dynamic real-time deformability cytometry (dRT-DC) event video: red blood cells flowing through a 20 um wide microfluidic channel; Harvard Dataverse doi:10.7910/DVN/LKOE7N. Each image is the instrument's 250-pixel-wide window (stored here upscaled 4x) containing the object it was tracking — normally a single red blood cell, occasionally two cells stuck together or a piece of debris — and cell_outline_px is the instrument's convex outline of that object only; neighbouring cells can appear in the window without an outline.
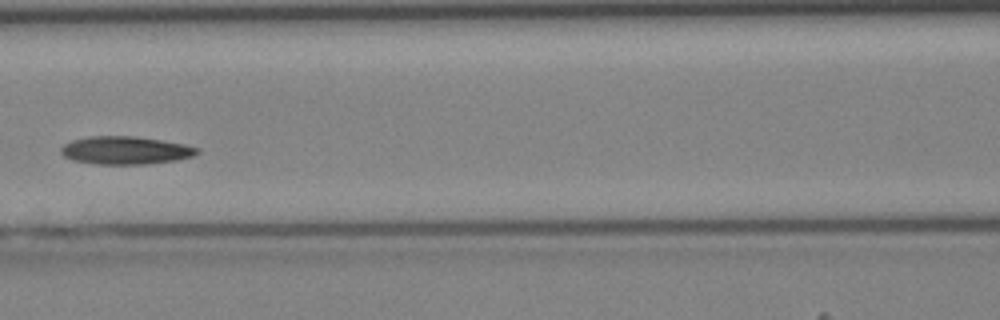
{"species": "Egyptian fruit bat (a non-hibernating species)", "species_latin": "Rousettus aegyptiacus", "temperature_condition": "cold", "stored_images_in_passage": 44, "camera_frame_rate_fps": 3000, "um_per_image_px": 0.085, "animal": {"sex": "female"}, "frame": {"image": 1, "passage_image": 19, "time_ms": 6.0, "image_size_px": [1000, 320], "cell_outline_px": [[200, 152], [196, 156], [176, 160], [148, 164], [96, 164], [72, 160], [64, 156], [60, 152], [60, 148], [64, 144], [72, 140], [88, 136], [136, 136], [184, 144], [200, 148]], "centroid_in_image_um": [10.68, 12.78], "position_along_channel_um": 155.9, "area_um2": 22.37}}
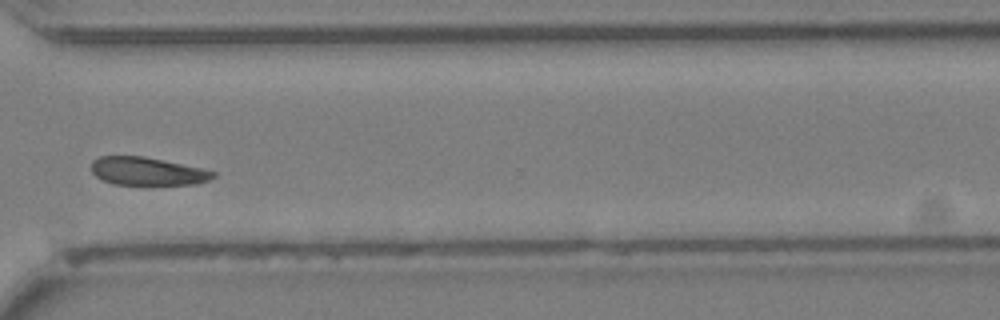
{"frame": {"image": 2, "passage_image": 32, "time_ms": 10.333, "image_size_px": [1000, 320], "cell_outline_px": [[216, 176], [208, 180], [196, 184], [144, 188], [112, 184], [100, 180], [92, 172], [92, 160], [100, 156], [144, 156], [200, 168], [216, 172]], "centroid_in_image_um": [12.5, 14.62], "position_along_channel_um": 358.1, "area_um2": 20.98}}